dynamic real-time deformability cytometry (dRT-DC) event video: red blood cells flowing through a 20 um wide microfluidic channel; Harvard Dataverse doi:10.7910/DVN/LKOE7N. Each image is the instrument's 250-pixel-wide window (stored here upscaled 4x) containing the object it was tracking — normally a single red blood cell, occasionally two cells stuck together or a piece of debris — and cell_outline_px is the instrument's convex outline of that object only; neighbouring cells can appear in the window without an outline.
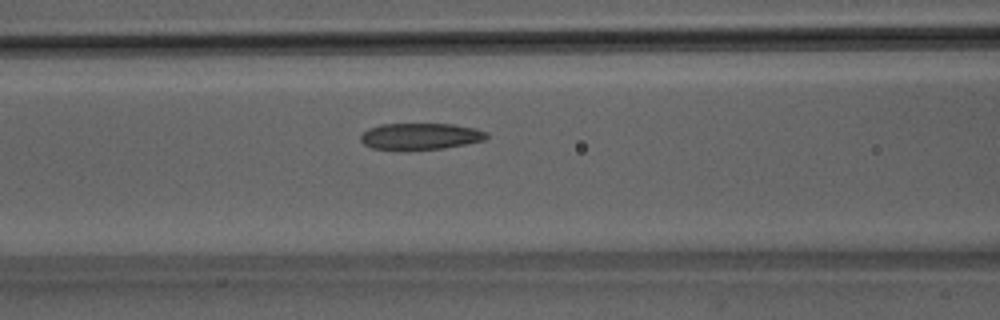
{"species": "Egyptian fruit bat (a non-hibernating species)", "species_latin": "Rousettus aegyptiacus", "temperature_condition": "room temperature", "stored_images_in_passage": 44, "camera_frame_rate_fps": 3000, "um_per_image_px": 0.085, "animal": {"sex": "male"}, "frame": {"image": 1, "passage_image": 15, "time_ms": 4.667, "image_size_px": [1000, 320], "cell_outline_px": [[488, 136], [484, 140], [444, 148], [408, 152], [396, 152], [372, 148], [364, 144], [360, 140], [360, 136], [368, 128], [380, 124], [452, 124], [476, 128], [488, 132]], "centroid_in_image_um": [35.68, 11.62], "position_along_channel_um": 130.9, "area_um2": 20.17}}
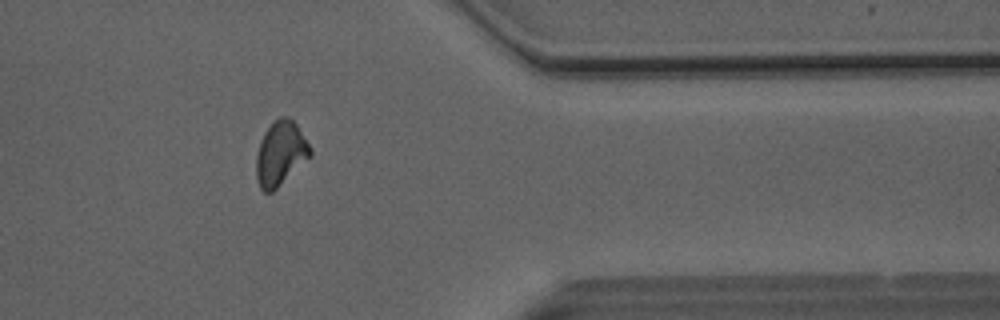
{"frame": {"image": 2, "passage_image": 35, "time_ms": 11.333, "image_size_px": [1000, 320], "cell_outline_px": [[312, 156], [272, 192], [264, 192], [260, 188], [256, 180], [256, 152], [264, 132], [272, 120], [280, 116], [284, 116], [292, 120], [296, 124], [308, 144], [312, 152]], "centroid_in_image_um": [23.81, 13.04], "position_along_channel_um": 387.6, "area_um2": 20.29}}
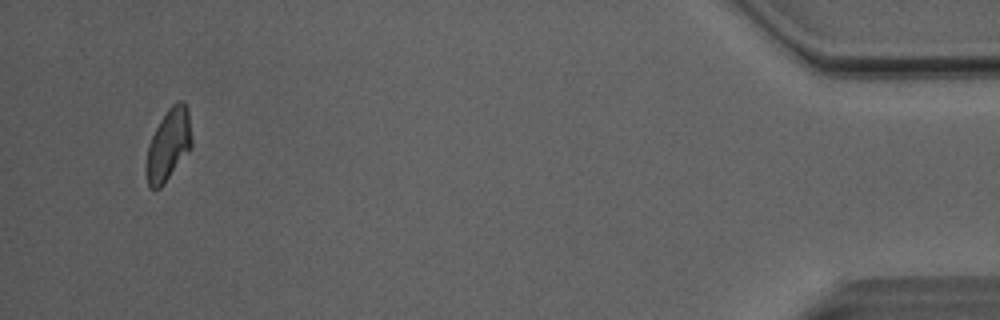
{"frame": {"image": 3, "passage_image": 42, "time_ms": 13.667, "image_size_px": [1000, 320], "cell_outline_px": [[192, 144], [188, 152], [164, 184], [160, 188], [148, 188], [148, 144], [160, 120], [168, 108], [176, 100], [184, 100], [188, 108], [192, 140]], "centroid_in_image_um": [14.36, 12.24], "position_along_channel_um": 420.8, "area_um2": 18.67}, "authors_computed_cell_mechanics": {"area_um2": 20.1433, "velocity_mm_per_s": 4.0938, "shape_relaxation_time_tau1_ms": null, "shape_relaxation_time_tau2_ms": 3.011, "deformation_change_tau1": null, "deformation_change_tau2": 0.1164}}